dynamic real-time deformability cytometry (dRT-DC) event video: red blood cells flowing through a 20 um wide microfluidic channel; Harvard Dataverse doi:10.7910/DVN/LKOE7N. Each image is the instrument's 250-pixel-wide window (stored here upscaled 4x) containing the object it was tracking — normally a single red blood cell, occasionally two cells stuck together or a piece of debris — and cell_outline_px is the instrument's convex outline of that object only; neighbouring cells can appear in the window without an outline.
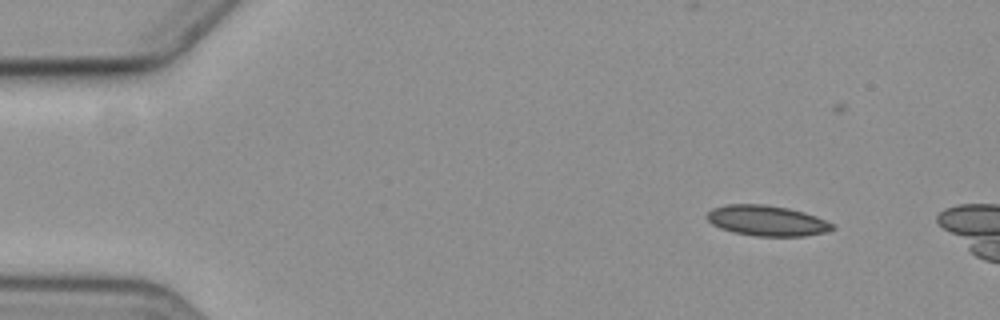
{"species": "common noctule bat (a hibernating species)", "species_latin": "Nyctalus noctula", "temperature_condition": "cold", "stored_images_in_passage": 4, "camera_frame_rate_fps": 3000, "um_per_image_px": 0.085, "animal": {"sex": "female", "body_mass_g": 19.3, "forearm_length_mm": 54.1}, "frame": {"image": 1, "passage_image": 2, "time_ms": 2.0, "image_size_px": [1000, 320], "cell_outline_px": [[836, 228], [824, 232], [804, 236], [756, 236], [732, 232], [720, 228], [712, 224], [704, 216], [712, 208], [728, 204], [764, 204], [788, 208], [804, 212], [816, 216], [836, 224]], "centroid_in_image_um": [65.18, 18.75], "position_along_channel_um": 19.8, "area_um2": 22.43}}